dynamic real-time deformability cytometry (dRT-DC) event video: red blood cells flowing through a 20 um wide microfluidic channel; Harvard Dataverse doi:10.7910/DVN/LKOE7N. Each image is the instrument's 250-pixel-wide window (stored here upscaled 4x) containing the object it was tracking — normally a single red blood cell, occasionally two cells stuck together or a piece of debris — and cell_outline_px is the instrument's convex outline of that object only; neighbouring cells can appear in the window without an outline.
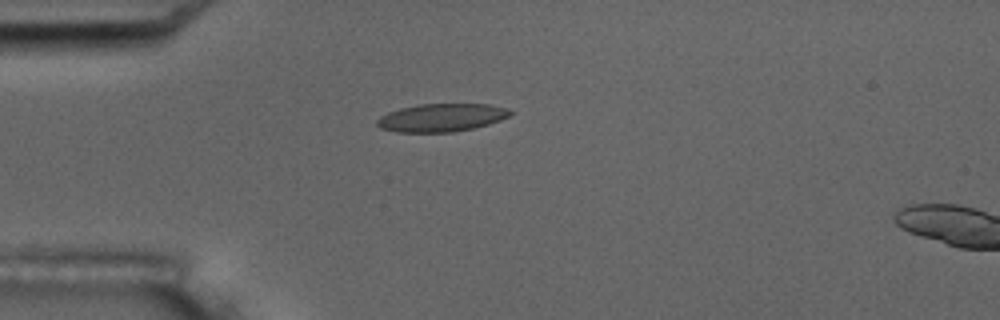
{"species": "common noctule bat (a hibernating species)", "species_latin": "Nyctalus noctula", "temperature_condition": "room temperature", "stored_images_in_passage": 3, "camera_frame_rate_fps": 3000, "um_per_image_px": 0.085, "animal": {"sex": "male", "body_mass_g": 17.5, "forearm_length_mm": 52.3}, "frame": {"image": 1, "passage_image": 2, "time_ms": 1.0, "image_size_px": [1000, 320], "cell_outline_px": [[512, 112], [508, 116], [500, 120], [488, 124], [472, 128], [452, 132], [396, 132], [380, 128], [376, 124], [376, 120], [380, 116], [388, 112], [400, 108], [420, 104], [488, 104], [508, 108]], "centroid_in_image_um": [37.49, 9.99], "position_along_channel_um": 47.5, "area_um2": 21.68}}